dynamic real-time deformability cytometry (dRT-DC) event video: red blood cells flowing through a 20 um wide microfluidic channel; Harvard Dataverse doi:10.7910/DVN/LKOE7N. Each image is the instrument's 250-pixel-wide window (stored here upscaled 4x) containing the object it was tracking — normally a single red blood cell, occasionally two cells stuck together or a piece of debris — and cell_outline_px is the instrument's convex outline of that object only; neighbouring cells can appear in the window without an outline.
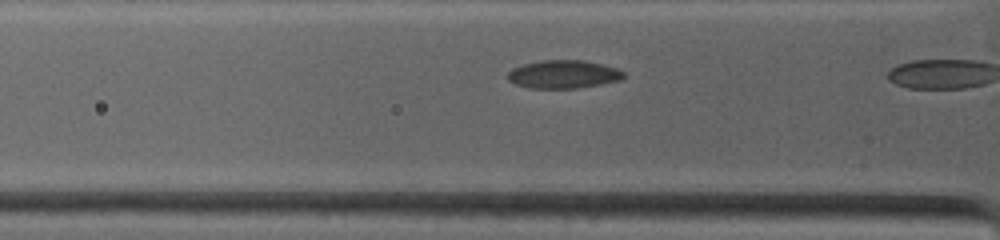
{"species": "common noctule bat (a hibernating species)", "species_latin": "Nyctalus noctula", "temperature_condition": "warm", "stored_images_in_passage": 8, "camera_frame_rate_fps": 4500, "um_per_image_px": 0.085, "animal": {"sex": "female", "body_mass_g": 19.0, "forearm_length_mm": 53.3}, "frame": {"image": 1, "passage_image": 7, "time_ms": 1.778, "image_size_px": [1000, 240], "cell_outline_px": [[624, 76], [620, 80], [600, 84], [576, 88], [528, 88], [516, 84], [508, 80], [508, 72], [512, 68], [524, 64], [544, 60], [584, 60], [616, 68], [624, 72]], "centroid_in_image_um": [47.87, 6.31], "position_along_channel_um": 77.9, "area_um2": 18.84}}